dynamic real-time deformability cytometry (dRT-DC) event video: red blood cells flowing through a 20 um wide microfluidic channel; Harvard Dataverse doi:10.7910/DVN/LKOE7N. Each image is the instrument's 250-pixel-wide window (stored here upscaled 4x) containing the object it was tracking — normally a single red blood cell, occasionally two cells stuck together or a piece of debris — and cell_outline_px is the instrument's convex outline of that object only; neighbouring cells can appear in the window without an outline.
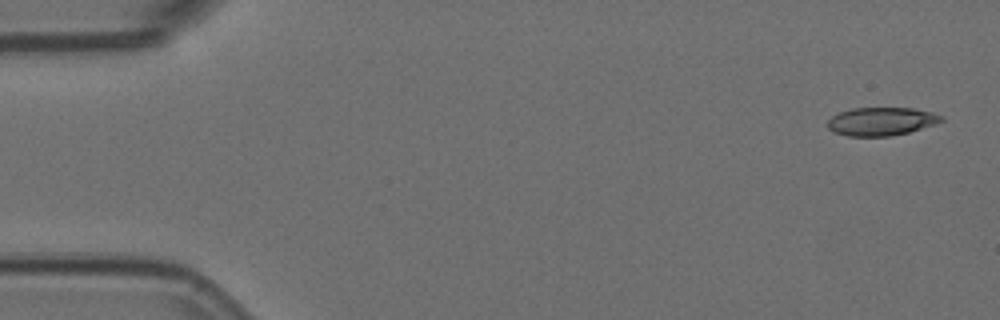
{"species": "Egyptian fruit bat (a non-hibernating species)", "species_latin": "Rousettus aegyptiacus", "temperature_condition": "room temperature", "stored_images_in_passage": 55, "camera_frame_rate_fps": 3000, "um_per_image_px": 0.085, "animal": {"sex": "female"}, "frame": {"image": 1, "passage_image": 1, "time_ms": 0.0, "image_size_px": [1000, 320], "cell_outline_px": [[944, 120], [908, 132], [892, 136], [848, 136], [832, 132], [828, 128], [828, 120], [832, 116], [840, 112], [852, 108], [912, 108], [932, 112], [944, 116]], "centroid_in_image_um": [74.88, 10.32], "position_along_channel_um": 10.1, "area_um2": 18.61}}
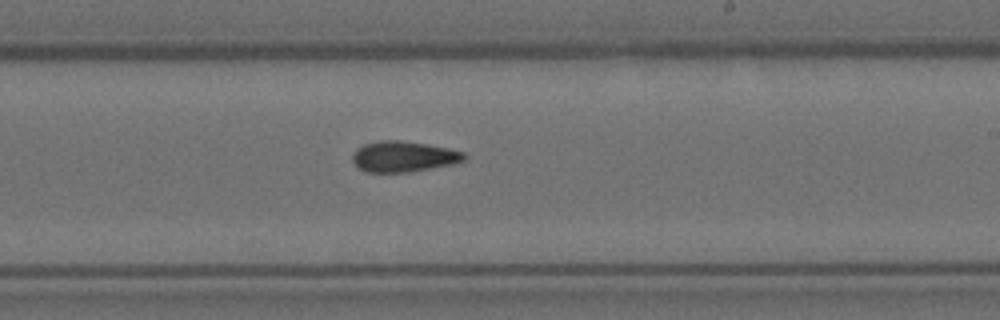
{"frame": {"image": 2, "passage_image": 32, "time_ms": 10.333, "image_size_px": [1000, 320], "cell_outline_px": [[464, 160], [452, 164], [408, 172], [368, 172], [360, 168], [352, 160], [352, 152], [356, 148], [364, 144], [380, 140], [400, 140], [448, 148], [464, 152]], "centroid_in_image_um": [34.25, 13.3], "position_along_channel_um": 254.7, "area_um2": 19.77}}
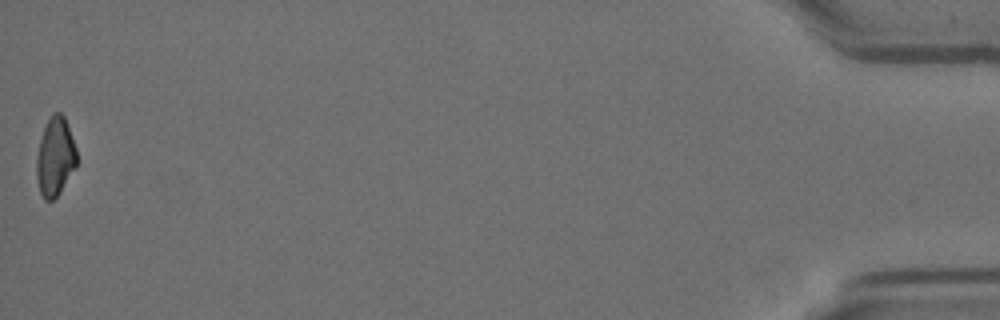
{"frame": {"image": 3, "passage_image": 55, "time_ms": 18.0, "image_size_px": [1000, 320], "cell_outline_px": [[76, 164], [60, 192], [52, 200], [44, 200], [40, 192], [36, 176], [36, 160], [40, 140], [44, 128], [52, 112], [60, 112], [64, 116], [76, 148]], "centroid_in_image_um": [4.67, 13.32], "position_along_channel_um": 430.5, "area_um2": 18.09}, "authors_computed_cell_mechanics": {"area_um2": 19.7098, "velocity_mm_per_s": 3.5925, "shape_relaxation_time_tau1_ms": null, "shape_relaxation_time_tau2_ms": 9.3745, "deformation_change_tau1": null, "deformation_change_tau2": 0.175}}